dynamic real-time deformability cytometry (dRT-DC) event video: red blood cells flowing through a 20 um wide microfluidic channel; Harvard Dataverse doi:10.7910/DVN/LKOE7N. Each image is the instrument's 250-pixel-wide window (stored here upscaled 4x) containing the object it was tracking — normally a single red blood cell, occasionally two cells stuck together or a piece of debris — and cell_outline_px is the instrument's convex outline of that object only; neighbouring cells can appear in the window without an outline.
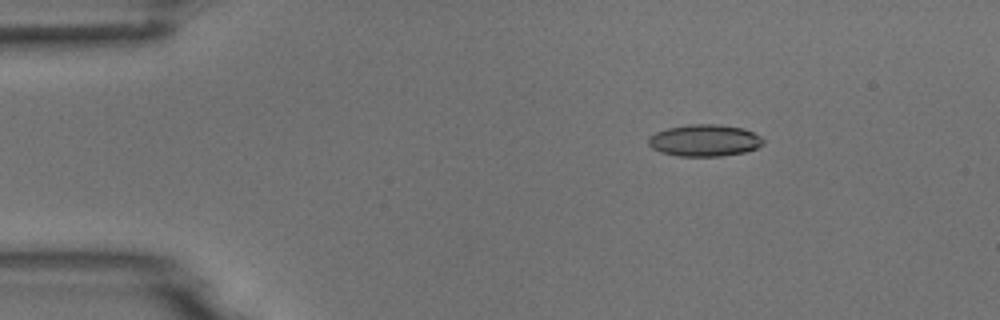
{"species": "common noctule bat (a hibernating species)", "species_latin": "Nyctalus noctula", "temperature_condition": "room temperature", "stored_images_in_passage": 5, "camera_frame_rate_fps": 3000, "um_per_image_px": 0.085, "animal": {"sex": "male", "body_mass_g": 18.8}, "frame": {"image": 1, "passage_image": 3, "time_ms": 2.333, "image_size_px": [1000, 320], "cell_outline_px": [[764, 144], [756, 148], [744, 152], [720, 156], [676, 156], [660, 152], [652, 148], [648, 144], [648, 136], [656, 132], [668, 128], [688, 124], [716, 124], [744, 128], [760, 136], [764, 140]], "centroid_in_image_um": [59.87, 11.93], "position_along_channel_um": 25.1, "area_um2": 21.39}}